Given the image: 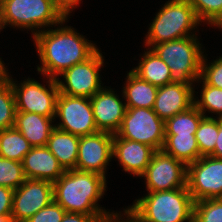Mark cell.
Returning a JSON list of instances; mask_svg holds the SVG:
<instances>
[{
	"mask_svg": "<svg viewBox=\"0 0 222 222\" xmlns=\"http://www.w3.org/2000/svg\"><path fill=\"white\" fill-rule=\"evenodd\" d=\"M41 29L33 35L42 66L37 71L56 79L63 71L90 58L97 50L95 44L79 35L71 26Z\"/></svg>",
	"mask_w": 222,
	"mask_h": 222,
	"instance_id": "6da1fadb",
	"label": "cell"
},
{
	"mask_svg": "<svg viewBox=\"0 0 222 222\" xmlns=\"http://www.w3.org/2000/svg\"><path fill=\"white\" fill-rule=\"evenodd\" d=\"M106 187V178L97 173L66 170L53 183V197L66 212L110 217L113 212L102 209L97 203Z\"/></svg>",
	"mask_w": 222,
	"mask_h": 222,
	"instance_id": "7a4b0ae2",
	"label": "cell"
},
{
	"mask_svg": "<svg viewBox=\"0 0 222 222\" xmlns=\"http://www.w3.org/2000/svg\"><path fill=\"white\" fill-rule=\"evenodd\" d=\"M128 207L144 222H193L194 203L187 187L148 192Z\"/></svg>",
	"mask_w": 222,
	"mask_h": 222,
	"instance_id": "3957f363",
	"label": "cell"
},
{
	"mask_svg": "<svg viewBox=\"0 0 222 222\" xmlns=\"http://www.w3.org/2000/svg\"><path fill=\"white\" fill-rule=\"evenodd\" d=\"M197 36L159 43L151 49L171 70V83L192 85L201 77L202 46Z\"/></svg>",
	"mask_w": 222,
	"mask_h": 222,
	"instance_id": "277c9868",
	"label": "cell"
},
{
	"mask_svg": "<svg viewBox=\"0 0 222 222\" xmlns=\"http://www.w3.org/2000/svg\"><path fill=\"white\" fill-rule=\"evenodd\" d=\"M199 24L194 8L187 0H168L151 22L145 45L151 49L159 43L196 36L191 31Z\"/></svg>",
	"mask_w": 222,
	"mask_h": 222,
	"instance_id": "5b68a950",
	"label": "cell"
},
{
	"mask_svg": "<svg viewBox=\"0 0 222 222\" xmlns=\"http://www.w3.org/2000/svg\"><path fill=\"white\" fill-rule=\"evenodd\" d=\"M65 20L68 19L59 13L51 0H0V30L11 25L32 29V35H35L41 28L62 26Z\"/></svg>",
	"mask_w": 222,
	"mask_h": 222,
	"instance_id": "8992f818",
	"label": "cell"
},
{
	"mask_svg": "<svg viewBox=\"0 0 222 222\" xmlns=\"http://www.w3.org/2000/svg\"><path fill=\"white\" fill-rule=\"evenodd\" d=\"M118 137L137 141L162 150L165 142V121L148 108H127L119 130Z\"/></svg>",
	"mask_w": 222,
	"mask_h": 222,
	"instance_id": "52a82bcc",
	"label": "cell"
},
{
	"mask_svg": "<svg viewBox=\"0 0 222 222\" xmlns=\"http://www.w3.org/2000/svg\"><path fill=\"white\" fill-rule=\"evenodd\" d=\"M6 69L4 74L7 75L13 88L17 112H33L55 118L56 102L59 95L56 80L46 76L49 89L38 81L29 78L18 85Z\"/></svg>",
	"mask_w": 222,
	"mask_h": 222,
	"instance_id": "ba28073f",
	"label": "cell"
},
{
	"mask_svg": "<svg viewBox=\"0 0 222 222\" xmlns=\"http://www.w3.org/2000/svg\"><path fill=\"white\" fill-rule=\"evenodd\" d=\"M104 57L98 49L86 61L75 64L63 71L60 76L64 82L56 78L59 93L74 96L91 98L95 93L103 88L99 71L104 65Z\"/></svg>",
	"mask_w": 222,
	"mask_h": 222,
	"instance_id": "9c48e42d",
	"label": "cell"
},
{
	"mask_svg": "<svg viewBox=\"0 0 222 222\" xmlns=\"http://www.w3.org/2000/svg\"><path fill=\"white\" fill-rule=\"evenodd\" d=\"M186 186L195 202L222 198V159L203 156L189 164Z\"/></svg>",
	"mask_w": 222,
	"mask_h": 222,
	"instance_id": "30bf717a",
	"label": "cell"
},
{
	"mask_svg": "<svg viewBox=\"0 0 222 222\" xmlns=\"http://www.w3.org/2000/svg\"><path fill=\"white\" fill-rule=\"evenodd\" d=\"M56 128L76 136H86L98 132L90 98L74 97L59 93L56 102Z\"/></svg>",
	"mask_w": 222,
	"mask_h": 222,
	"instance_id": "8fae6325",
	"label": "cell"
},
{
	"mask_svg": "<svg viewBox=\"0 0 222 222\" xmlns=\"http://www.w3.org/2000/svg\"><path fill=\"white\" fill-rule=\"evenodd\" d=\"M140 177H145L148 192L183 188L187 187V166L163 150H157Z\"/></svg>",
	"mask_w": 222,
	"mask_h": 222,
	"instance_id": "7c38bea8",
	"label": "cell"
},
{
	"mask_svg": "<svg viewBox=\"0 0 222 222\" xmlns=\"http://www.w3.org/2000/svg\"><path fill=\"white\" fill-rule=\"evenodd\" d=\"M114 134L98 131L81 136L75 170L97 173L106 178L108 163L111 161Z\"/></svg>",
	"mask_w": 222,
	"mask_h": 222,
	"instance_id": "4fadbf2b",
	"label": "cell"
},
{
	"mask_svg": "<svg viewBox=\"0 0 222 222\" xmlns=\"http://www.w3.org/2000/svg\"><path fill=\"white\" fill-rule=\"evenodd\" d=\"M53 200V183L26 178L24 183L14 190L11 213L13 222H25Z\"/></svg>",
	"mask_w": 222,
	"mask_h": 222,
	"instance_id": "5bb4252c",
	"label": "cell"
},
{
	"mask_svg": "<svg viewBox=\"0 0 222 222\" xmlns=\"http://www.w3.org/2000/svg\"><path fill=\"white\" fill-rule=\"evenodd\" d=\"M94 120L99 131L115 134L126 113V103H122L113 89L102 88L91 98Z\"/></svg>",
	"mask_w": 222,
	"mask_h": 222,
	"instance_id": "9a60e30c",
	"label": "cell"
},
{
	"mask_svg": "<svg viewBox=\"0 0 222 222\" xmlns=\"http://www.w3.org/2000/svg\"><path fill=\"white\" fill-rule=\"evenodd\" d=\"M180 83H169L158 87L153 111L166 121L194 105V87Z\"/></svg>",
	"mask_w": 222,
	"mask_h": 222,
	"instance_id": "2e32d148",
	"label": "cell"
},
{
	"mask_svg": "<svg viewBox=\"0 0 222 222\" xmlns=\"http://www.w3.org/2000/svg\"><path fill=\"white\" fill-rule=\"evenodd\" d=\"M154 152L155 150L146 144L120 138L114 134L112 157L117 158L123 170L129 174L141 176Z\"/></svg>",
	"mask_w": 222,
	"mask_h": 222,
	"instance_id": "e0dca14e",
	"label": "cell"
},
{
	"mask_svg": "<svg viewBox=\"0 0 222 222\" xmlns=\"http://www.w3.org/2000/svg\"><path fill=\"white\" fill-rule=\"evenodd\" d=\"M22 167L25 178L54 183L65 170L47 146L32 147L24 156Z\"/></svg>",
	"mask_w": 222,
	"mask_h": 222,
	"instance_id": "ac0fdd59",
	"label": "cell"
},
{
	"mask_svg": "<svg viewBox=\"0 0 222 222\" xmlns=\"http://www.w3.org/2000/svg\"><path fill=\"white\" fill-rule=\"evenodd\" d=\"M54 119L33 112H16L14 127L21 132L32 147L46 146L55 128L52 124Z\"/></svg>",
	"mask_w": 222,
	"mask_h": 222,
	"instance_id": "d6986e66",
	"label": "cell"
},
{
	"mask_svg": "<svg viewBox=\"0 0 222 222\" xmlns=\"http://www.w3.org/2000/svg\"><path fill=\"white\" fill-rule=\"evenodd\" d=\"M80 137L54 128L49 136L47 147L57 158L63 169L73 170L76 167Z\"/></svg>",
	"mask_w": 222,
	"mask_h": 222,
	"instance_id": "ffe728a7",
	"label": "cell"
},
{
	"mask_svg": "<svg viewBox=\"0 0 222 222\" xmlns=\"http://www.w3.org/2000/svg\"><path fill=\"white\" fill-rule=\"evenodd\" d=\"M125 87H123V98L127 108L153 109L158 87L142 80L132 71L126 76Z\"/></svg>",
	"mask_w": 222,
	"mask_h": 222,
	"instance_id": "44dd1931",
	"label": "cell"
},
{
	"mask_svg": "<svg viewBox=\"0 0 222 222\" xmlns=\"http://www.w3.org/2000/svg\"><path fill=\"white\" fill-rule=\"evenodd\" d=\"M131 71L142 80L157 87L171 83V70L150 48L140 58L138 66Z\"/></svg>",
	"mask_w": 222,
	"mask_h": 222,
	"instance_id": "7402d4cb",
	"label": "cell"
},
{
	"mask_svg": "<svg viewBox=\"0 0 222 222\" xmlns=\"http://www.w3.org/2000/svg\"><path fill=\"white\" fill-rule=\"evenodd\" d=\"M162 150L183 162L186 166L200 158L199 147L195 135H165Z\"/></svg>",
	"mask_w": 222,
	"mask_h": 222,
	"instance_id": "603a6c76",
	"label": "cell"
},
{
	"mask_svg": "<svg viewBox=\"0 0 222 222\" xmlns=\"http://www.w3.org/2000/svg\"><path fill=\"white\" fill-rule=\"evenodd\" d=\"M31 148L29 141L15 127L0 130V157L22 162Z\"/></svg>",
	"mask_w": 222,
	"mask_h": 222,
	"instance_id": "cb8c5ba5",
	"label": "cell"
},
{
	"mask_svg": "<svg viewBox=\"0 0 222 222\" xmlns=\"http://www.w3.org/2000/svg\"><path fill=\"white\" fill-rule=\"evenodd\" d=\"M205 116L193 105L165 121V135H195Z\"/></svg>",
	"mask_w": 222,
	"mask_h": 222,
	"instance_id": "d4e9b609",
	"label": "cell"
},
{
	"mask_svg": "<svg viewBox=\"0 0 222 222\" xmlns=\"http://www.w3.org/2000/svg\"><path fill=\"white\" fill-rule=\"evenodd\" d=\"M16 101L11 83L4 73L0 76V130L15 125Z\"/></svg>",
	"mask_w": 222,
	"mask_h": 222,
	"instance_id": "484cf974",
	"label": "cell"
},
{
	"mask_svg": "<svg viewBox=\"0 0 222 222\" xmlns=\"http://www.w3.org/2000/svg\"><path fill=\"white\" fill-rule=\"evenodd\" d=\"M217 118V119H216ZM219 133V118L205 116L198 126L195 133L199 147L200 157L210 156L215 149L216 140Z\"/></svg>",
	"mask_w": 222,
	"mask_h": 222,
	"instance_id": "4316f807",
	"label": "cell"
},
{
	"mask_svg": "<svg viewBox=\"0 0 222 222\" xmlns=\"http://www.w3.org/2000/svg\"><path fill=\"white\" fill-rule=\"evenodd\" d=\"M194 8L199 21L222 27V0H187Z\"/></svg>",
	"mask_w": 222,
	"mask_h": 222,
	"instance_id": "83f0119b",
	"label": "cell"
},
{
	"mask_svg": "<svg viewBox=\"0 0 222 222\" xmlns=\"http://www.w3.org/2000/svg\"><path fill=\"white\" fill-rule=\"evenodd\" d=\"M198 81L203 82V85L200 100L194 97V105L203 115L208 111L222 118V89L207 85L201 78Z\"/></svg>",
	"mask_w": 222,
	"mask_h": 222,
	"instance_id": "f1b7e54d",
	"label": "cell"
},
{
	"mask_svg": "<svg viewBox=\"0 0 222 222\" xmlns=\"http://www.w3.org/2000/svg\"><path fill=\"white\" fill-rule=\"evenodd\" d=\"M25 179L22 162L0 157V186L16 190Z\"/></svg>",
	"mask_w": 222,
	"mask_h": 222,
	"instance_id": "f546056e",
	"label": "cell"
},
{
	"mask_svg": "<svg viewBox=\"0 0 222 222\" xmlns=\"http://www.w3.org/2000/svg\"><path fill=\"white\" fill-rule=\"evenodd\" d=\"M193 222H222V198L195 202Z\"/></svg>",
	"mask_w": 222,
	"mask_h": 222,
	"instance_id": "4dcf8cb0",
	"label": "cell"
},
{
	"mask_svg": "<svg viewBox=\"0 0 222 222\" xmlns=\"http://www.w3.org/2000/svg\"><path fill=\"white\" fill-rule=\"evenodd\" d=\"M207 58L203 56L201 66V80L207 85L222 89V56L208 65Z\"/></svg>",
	"mask_w": 222,
	"mask_h": 222,
	"instance_id": "1f68e13d",
	"label": "cell"
},
{
	"mask_svg": "<svg viewBox=\"0 0 222 222\" xmlns=\"http://www.w3.org/2000/svg\"><path fill=\"white\" fill-rule=\"evenodd\" d=\"M66 211L54 200L25 222H61Z\"/></svg>",
	"mask_w": 222,
	"mask_h": 222,
	"instance_id": "d6a6232c",
	"label": "cell"
},
{
	"mask_svg": "<svg viewBox=\"0 0 222 222\" xmlns=\"http://www.w3.org/2000/svg\"><path fill=\"white\" fill-rule=\"evenodd\" d=\"M14 190L6 186H0V215H11Z\"/></svg>",
	"mask_w": 222,
	"mask_h": 222,
	"instance_id": "836d02e7",
	"label": "cell"
},
{
	"mask_svg": "<svg viewBox=\"0 0 222 222\" xmlns=\"http://www.w3.org/2000/svg\"><path fill=\"white\" fill-rule=\"evenodd\" d=\"M107 215H85L81 213L66 212L61 222H108Z\"/></svg>",
	"mask_w": 222,
	"mask_h": 222,
	"instance_id": "e575fe53",
	"label": "cell"
},
{
	"mask_svg": "<svg viewBox=\"0 0 222 222\" xmlns=\"http://www.w3.org/2000/svg\"><path fill=\"white\" fill-rule=\"evenodd\" d=\"M81 0H51L53 6L64 17L68 18L73 9L79 5Z\"/></svg>",
	"mask_w": 222,
	"mask_h": 222,
	"instance_id": "d590c367",
	"label": "cell"
},
{
	"mask_svg": "<svg viewBox=\"0 0 222 222\" xmlns=\"http://www.w3.org/2000/svg\"><path fill=\"white\" fill-rule=\"evenodd\" d=\"M124 215L126 216V220H122V216L120 213H114L109 217L108 222H144L137 215H135L129 208L124 209Z\"/></svg>",
	"mask_w": 222,
	"mask_h": 222,
	"instance_id": "8d00e7d4",
	"label": "cell"
},
{
	"mask_svg": "<svg viewBox=\"0 0 222 222\" xmlns=\"http://www.w3.org/2000/svg\"><path fill=\"white\" fill-rule=\"evenodd\" d=\"M215 143L214 152L210 156L222 159V118H219V133Z\"/></svg>",
	"mask_w": 222,
	"mask_h": 222,
	"instance_id": "74e56055",
	"label": "cell"
},
{
	"mask_svg": "<svg viewBox=\"0 0 222 222\" xmlns=\"http://www.w3.org/2000/svg\"><path fill=\"white\" fill-rule=\"evenodd\" d=\"M0 222H13L11 215H0Z\"/></svg>",
	"mask_w": 222,
	"mask_h": 222,
	"instance_id": "f35d334b",
	"label": "cell"
},
{
	"mask_svg": "<svg viewBox=\"0 0 222 222\" xmlns=\"http://www.w3.org/2000/svg\"><path fill=\"white\" fill-rule=\"evenodd\" d=\"M5 68L3 61L0 59V76L4 73Z\"/></svg>",
	"mask_w": 222,
	"mask_h": 222,
	"instance_id": "ab89813d",
	"label": "cell"
}]
</instances>
